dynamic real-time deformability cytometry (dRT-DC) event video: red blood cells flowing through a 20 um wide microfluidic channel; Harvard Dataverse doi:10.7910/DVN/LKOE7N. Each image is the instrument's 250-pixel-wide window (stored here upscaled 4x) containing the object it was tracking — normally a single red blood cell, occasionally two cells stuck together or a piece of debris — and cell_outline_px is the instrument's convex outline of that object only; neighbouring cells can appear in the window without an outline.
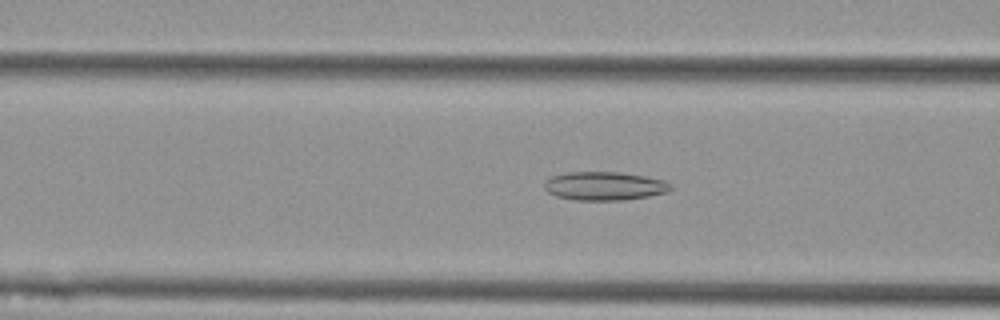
{"species": "Egyptian fruit bat (a non-hibernating species)", "species_latin": "Rousettus aegyptiacus", "temperature_condition": "cold", "stored_images_in_passage": 42, "camera_frame_rate_fps": 3000, "um_per_image_px": 0.085, "animal": {"sex": "female"}, "frame": {"image": 1, "passage_image": 8, "time_ms": 2.333, "image_size_px": [1000, 320], "cell_outline_px": [[672, 188], [668, 192], [648, 196], [620, 200], [576, 200], [556, 196], [548, 192], [544, 188], [544, 180], [552, 176], [568, 172], [620, 172], [644, 176], [664, 180], [672, 184]], "centroid_in_image_um": [51.37, 15.8], "position_along_channel_um": 115.2, "area_um2": 21.04}}
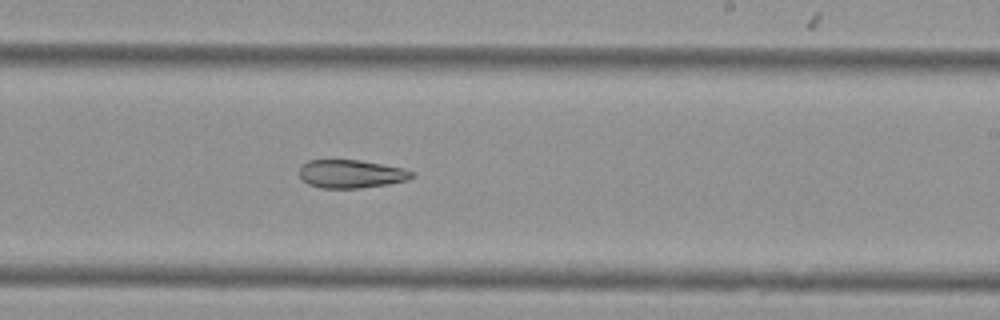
{"frame": {"image": 2, "passage_image": 20, "time_ms": 6.333, "image_size_px": [1000, 320], "cell_outline_px": [[416, 176], [408, 180], [388, 184], [360, 188], [320, 188], [308, 184], [300, 176], [300, 164], [308, 160], [360, 160], [404, 168], [416, 172]], "centroid_in_image_um": [29.88, 14.78], "position_along_channel_um": 259.1, "area_um2": 18.73}}
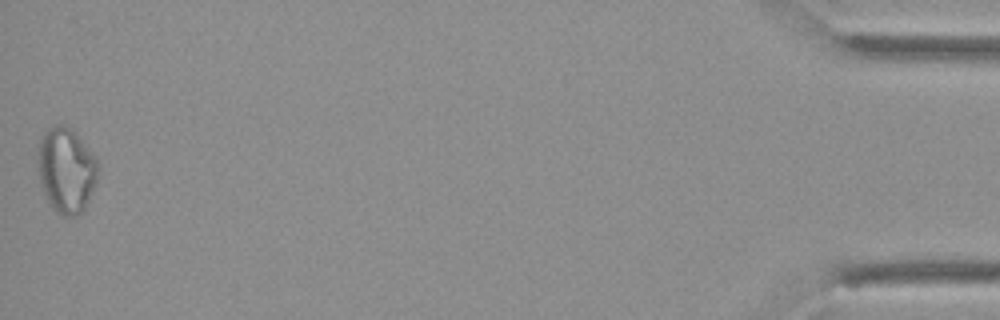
{"frame": {"image": 3, "passage_image": 42, "time_ms": 13.667, "image_size_px": [1000, 320], "cell_outline_px": [[100, 168], [96, 180], [88, 200], [84, 208], [76, 216], [64, 216], [56, 212], [52, 208], [40, 184], [40, 140], [44, 132], [52, 124], [60, 124], [72, 128], [96, 160]], "centroid_in_image_um": [5.64, 14.46], "position_along_channel_um": 429.6, "area_um2": 29.19}}